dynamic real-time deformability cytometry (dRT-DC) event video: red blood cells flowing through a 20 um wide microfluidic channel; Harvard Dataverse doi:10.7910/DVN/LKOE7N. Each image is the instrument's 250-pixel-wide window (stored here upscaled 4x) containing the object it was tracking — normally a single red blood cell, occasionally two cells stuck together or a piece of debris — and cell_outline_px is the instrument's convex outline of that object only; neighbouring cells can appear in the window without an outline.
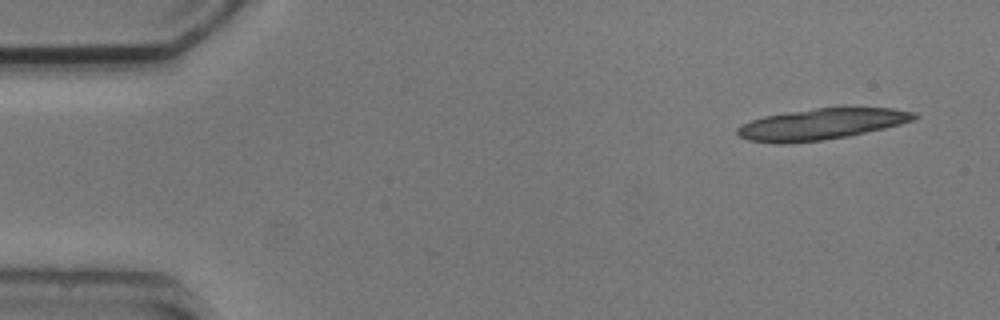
{"species": "common noctule bat (a hibernating species)", "species_latin": "Nyctalus noctula", "temperature_condition": "cold", "stored_images_in_passage": 5, "segment_of_instrument_passage": [1, 2], "camera_frame_rate_fps": 3000, "um_per_image_px": 0.085, "animal": {"sex": "male", "body_mass_g": 20.5, "forearm_length_mm": 52.5}, "frame": {"image": 1, "passage_image": 1, "time_ms": 0.0, "image_size_px": [1000, 320], "cell_outline_px": [[920, 116], [916, 120], [884, 128], [848, 136], [820, 140], [784, 144], [772, 144], [748, 140], [736, 136], [736, 128], [740, 124], [764, 116], [788, 112], [816, 108], [892, 108], [916, 112]], "centroid_in_image_um": [69.78, 10.56], "position_along_channel_um": 15.2, "area_um2": 32.19}}